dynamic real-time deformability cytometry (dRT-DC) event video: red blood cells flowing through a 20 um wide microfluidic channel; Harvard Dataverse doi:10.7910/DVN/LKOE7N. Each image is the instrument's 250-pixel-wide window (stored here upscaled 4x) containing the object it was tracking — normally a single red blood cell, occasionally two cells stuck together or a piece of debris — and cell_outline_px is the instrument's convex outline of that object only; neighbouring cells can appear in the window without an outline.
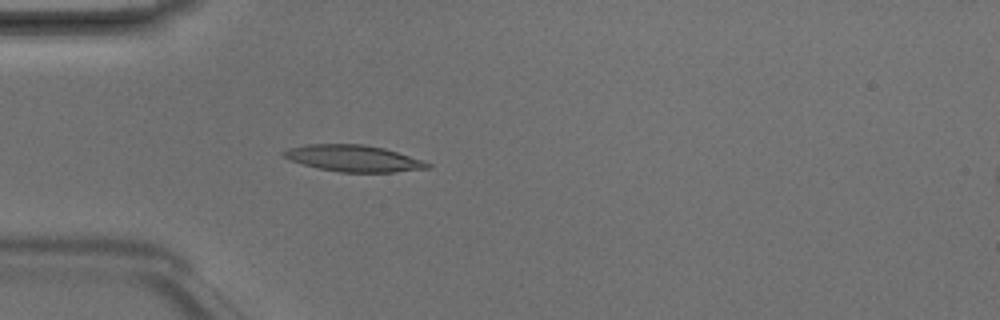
{"species": "Egyptian fruit bat (a non-hibernating species)", "species_latin": "Rousettus aegyptiacus", "temperature_condition": "room temperature", "stored_images_in_passage": 3, "camera_frame_rate_fps": 3000, "um_per_image_px": 0.085, "animal": {"sex": "male"}, "frame": {"image": 1, "passage_image": 3, "time_ms": 0.667, "image_size_px": [1000, 320], "cell_outline_px": [[432, 168], [392, 172], [340, 172], [320, 168], [304, 164], [292, 160], [284, 156], [280, 152], [288, 148], [308, 144], [364, 144], [384, 148], [424, 160], [432, 164]], "centroid_in_image_um": [30.1, 13.45], "position_along_channel_um": 54.9, "area_um2": 22.14}}